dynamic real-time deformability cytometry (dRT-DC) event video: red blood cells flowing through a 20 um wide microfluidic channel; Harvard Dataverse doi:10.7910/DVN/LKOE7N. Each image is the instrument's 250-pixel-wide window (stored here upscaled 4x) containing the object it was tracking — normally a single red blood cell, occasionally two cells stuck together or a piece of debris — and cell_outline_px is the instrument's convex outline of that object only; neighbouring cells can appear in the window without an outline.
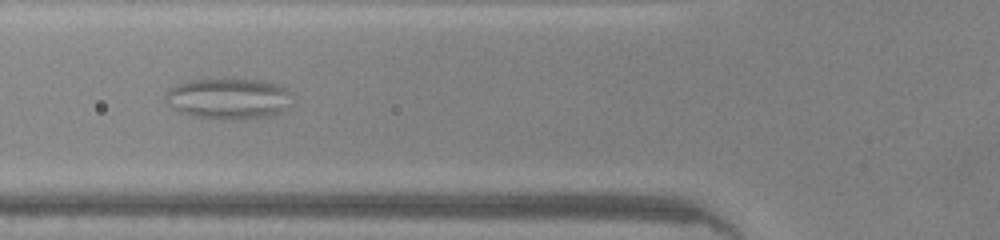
{"species": "common noctule bat (a hibernating species)", "species_latin": "Nyctalus noctula", "temperature_condition": "warm", "stored_images_in_passage": 48, "camera_frame_rate_fps": 3000, "um_per_image_px": 0.085, "animal": {"sex": "male", "body_mass_g": 20.0, "forearm_length_mm": 53.3}, "frame": {"image": 1, "passage_image": 16, "time_ms": 5.0, "image_size_px": [1000, 240], "cell_outline_px": [[296, 104], [284, 112], [272, 116], [244, 120], [228, 120], [192, 116], [180, 112], [168, 104], [164, 100], [164, 96], [168, 88], [176, 84], [188, 80], [260, 80], [276, 84], [288, 88], [292, 92]], "centroid_in_image_um": [19.53, 8.41], "position_along_channel_um": 106.3, "area_um2": 31.15}}
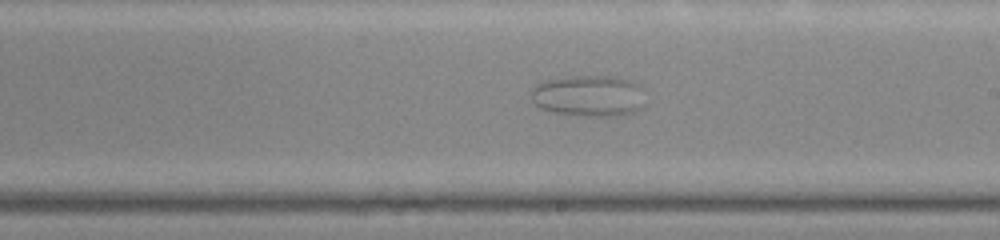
{"frame": {"image": 2, "passage_image": 26, "time_ms": 8.333, "image_size_px": [1000, 240], "cell_outline_px": [[644, 108], [636, 112], [616, 116], [584, 116], [556, 112], [540, 108], [532, 100], [532, 88], [536, 84], [548, 80], [572, 76], [612, 76], [628, 80], [640, 84], [644, 88]], "centroid_in_image_um": [50.12, 8.15], "position_along_channel_um": 238.9, "area_um2": 27.74}}